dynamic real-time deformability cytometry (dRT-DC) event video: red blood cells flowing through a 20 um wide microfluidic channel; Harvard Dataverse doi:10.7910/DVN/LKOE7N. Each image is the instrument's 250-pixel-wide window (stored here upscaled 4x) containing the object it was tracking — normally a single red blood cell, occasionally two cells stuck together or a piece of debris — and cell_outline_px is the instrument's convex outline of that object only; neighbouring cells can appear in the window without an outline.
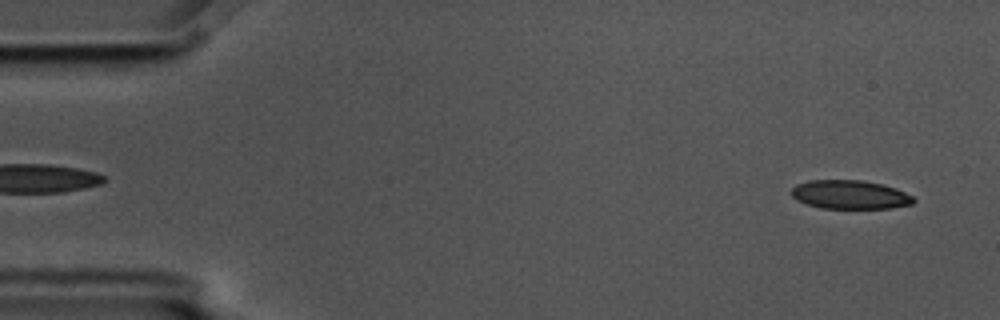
{"species": "common noctule bat (a hibernating species)", "species_latin": "Nyctalus noctula", "temperature_condition": "cold", "stored_images_in_passage": 5, "segment_of_instrument_passage": [2, 2], "camera_frame_rate_fps": 3000, "um_per_image_px": 0.085, "animal": {"sex": "male", "body_mass_g": 17.5, "forearm_length_mm": 52.3}, "frame": {"image": 1, "passage_image": 5, "time_ms": 1.333, "image_size_px": [1000, 320], "cell_outline_px": [[916, 200], [912, 204], [892, 208], [820, 208], [796, 200], [792, 196], [792, 188], [796, 184], [808, 180], [860, 180], [884, 184], [896, 188], [912, 196]], "centroid_in_image_um": [72.25, 16.54], "position_along_channel_um": 12.7, "area_um2": 20.52}}